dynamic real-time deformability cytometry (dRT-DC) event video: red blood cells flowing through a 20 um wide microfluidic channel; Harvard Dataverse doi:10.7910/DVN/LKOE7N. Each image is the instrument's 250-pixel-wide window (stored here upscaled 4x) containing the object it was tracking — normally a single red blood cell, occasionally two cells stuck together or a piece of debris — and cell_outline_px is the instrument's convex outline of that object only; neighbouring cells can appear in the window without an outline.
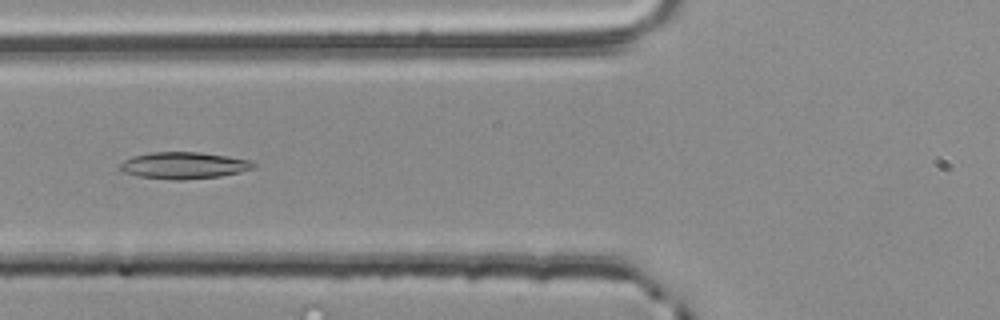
{"species": "common noctule bat (a hibernating species)", "species_latin": "Nyctalus noctula", "temperature_condition": "room temperature", "stored_images_in_passage": 47, "camera_frame_rate_fps": 3000, "um_per_image_px": 0.085, "animal": {"sex": "male", "body_mass_g": 20.4}, "frame": {"image": 1, "passage_image": 13, "time_ms": 4.0, "image_size_px": [1000, 320], "cell_outline_px": [[256, 164], [252, 168], [240, 172], [220, 176], [180, 180], [172, 180], [140, 176], [124, 172], [116, 168], [124, 160], [132, 156], [152, 152], [200, 152], [228, 156], [252, 160]], "centroid_in_image_um": [15.61, 14.05], "position_along_channel_um": 110.2, "area_um2": 20.81}}
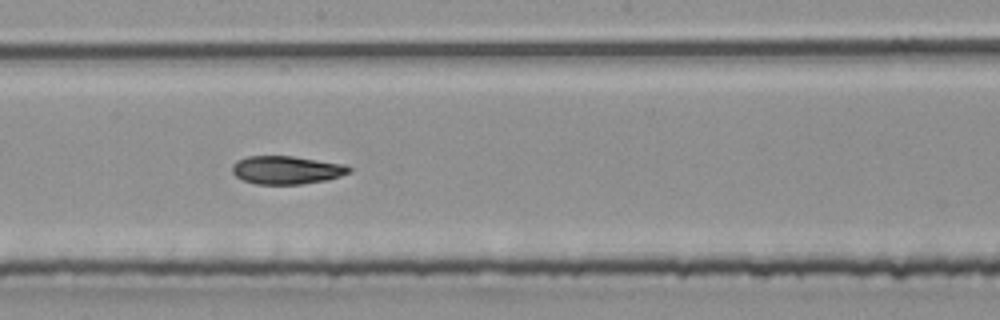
{"frame": {"image": 2, "passage_image": 22, "time_ms": 7.0, "image_size_px": [1000, 320], "cell_outline_px": [[352, 172], [328, 180], [300, 184], [256, 184], [244, 180], [236, 176], [232, 172], [232, 164], [236, 160], [248, 156], [292, 156], [344, 164], [352, 168]], "centroid_in_image_um": [24.36, 14.45], "position_along_channel_um": 223.8, "area_um2": 19.25}}
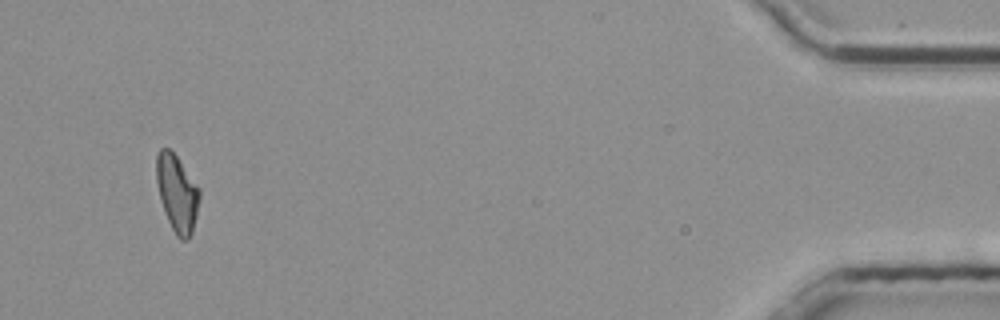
{"frame": {"image": 3, "passage_image": 44, "time_ms": 14.333, "image_size_px": [1000, 320], "cell_outline_px": [[200, 196], [196, 216], [192, 232], [188, 240], [180, 240], [176, 236], [164, 212], [160, 200], [156, 180], [156, 156], [160, 148], [168, 148], [176, 156], [200, 188]], "centroid_in_image_um": [15.04, 16.43], "position_along_channel_um": 420.2, "area_um2": 19.31}, "authors_computed_cell_mechanics": {"area_um2": 19.5364, "velocity_mm_per_s": 3.7822, "shape_relaxation_time_tau1_ms": null, "shape_relaxation_time_tau2_ms": 4.061, "deformation_change_tau1": null, "deformation_change_tau2": 0.1008}}